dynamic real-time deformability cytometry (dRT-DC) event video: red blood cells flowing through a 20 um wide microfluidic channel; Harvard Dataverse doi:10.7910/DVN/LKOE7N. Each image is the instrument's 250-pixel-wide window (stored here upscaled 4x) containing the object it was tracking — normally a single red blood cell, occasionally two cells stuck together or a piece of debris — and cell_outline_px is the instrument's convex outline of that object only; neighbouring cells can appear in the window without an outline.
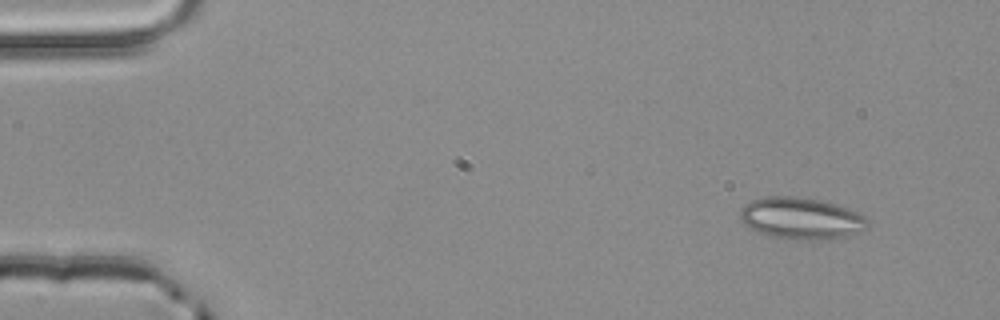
{"species": "common noctule bat (a hibernating species)", "species_latin": "Nyctalus noctula", "temperature_condition": "room temperature", "stored_images_in_passage": 4, "camera_frame_rate_fps": 3000, "um_per_image_px": 0.085, "animal": {"sex": "male", "body_mass_g": 20.4}, "frame": {"image": 1, "passage_image": 1, "time_ms": 0.0, "image_size_px": [1000, 320], "cell_outline_px": [[868, 224], [860, 232], [828, 240], [796, 240], [768, 236], [748, 228], [744, 224], [740, 216], [740, 208], [744, 204], [752, 200], [764, 196], [792, 196], [820, 200], [836, 204], [848, 208], [864, 216], [868, 220]], "centroid_in_image_um": [68.06, 18.57], "position_along_channel_um": 16.9, "area_um2": 31.27}}
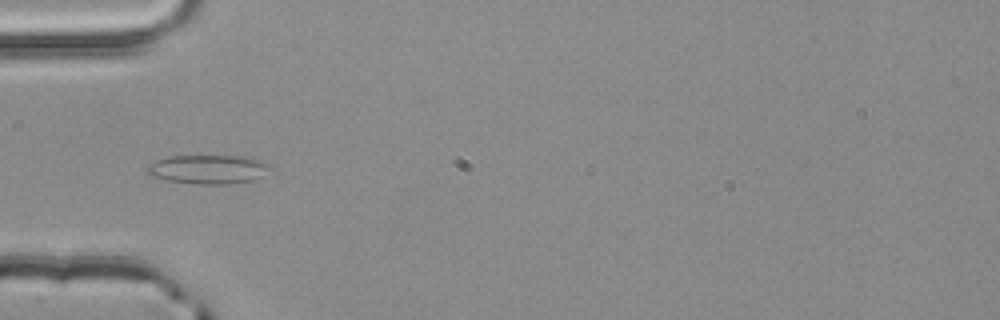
{"frame": {"image": 2, "passage_image": 4, "time_ms": 1.0, "image_size_px": [1000, 320], "cell_outline_px": [[272, 168], [256, 180], [228, 184], [196, 184], [164, 180], [152, 176], [144, 172], [144, 168], [148, 164], [156, 160], [168, 156], [248, 156], [272, 164]], "centroid_in_image_um": [17.69, 14.39], "position_along_channel_um": 67.3, "area_um2": 21.27}}